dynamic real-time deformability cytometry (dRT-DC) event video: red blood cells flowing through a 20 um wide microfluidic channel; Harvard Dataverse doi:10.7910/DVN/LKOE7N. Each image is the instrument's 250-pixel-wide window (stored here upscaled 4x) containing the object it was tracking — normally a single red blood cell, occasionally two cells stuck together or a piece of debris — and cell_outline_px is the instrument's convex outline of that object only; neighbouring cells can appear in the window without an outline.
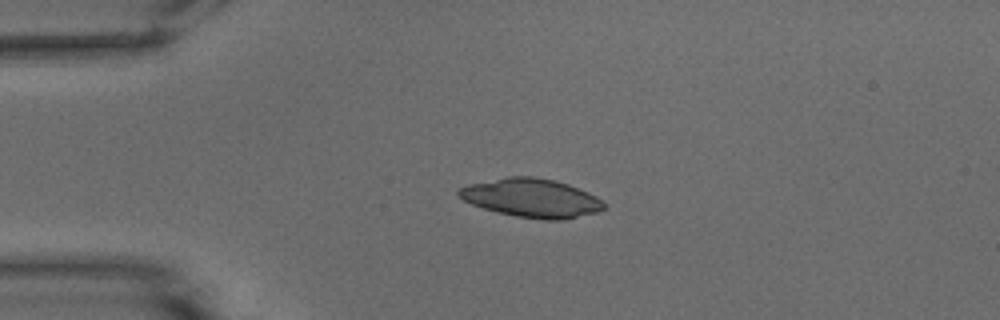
{"species": "common noctule bat (a hibernating species)", "species_latin": "Nyctalus noctula", "temperature_condition": "warm", "stored_images_in_passage": 41, "camera_frame_rate_fps": 3000, "um_per_image_px": 0.085, "animal": {"sex": "male", "body_mass_g": 15.6}, "frame": {"image": 1, "passage_image": 1, "time_ms": 0.0, "image_size_px": [1000, 320], "cell_outline_px": [[604, 208], [596, 212], [564, 220], [544, 220], [516, 216], [496, 212], [472, 204], [464, 200], [456, 192], [460, 188], [468, 184], [508, 176], [532, 176], [556, 180], [568, 184], [588, 192], [596, 196], [604, 204]], "centroid_in_image_um": [45.17, 16.82], "position_along_channel_um": 39.8, "area_um2": 32.6}}
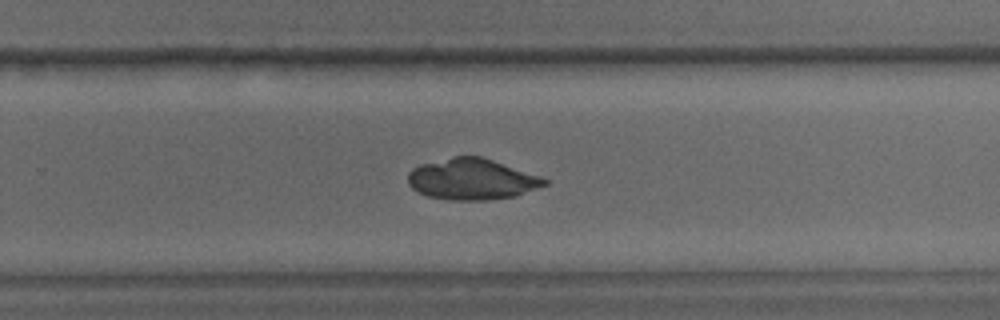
{"frame": {"image": 2, "passage_image": 23, "time_ms": 7.333, "image_size_px": [1000, 320], "cell_outline_px": [[548, 184], [516, 196], [484, 200], [448, 200], [428, 196], [412, 188], [408, 184], [408, 172], [412, 168], [420, 164], [452, 156], [480, 156], [540, 176], [548, 180]], "centroid_in_image_um": [40.09, 15.23], "position_along_channel_um": 289.7, "area_um2": 32.6}}
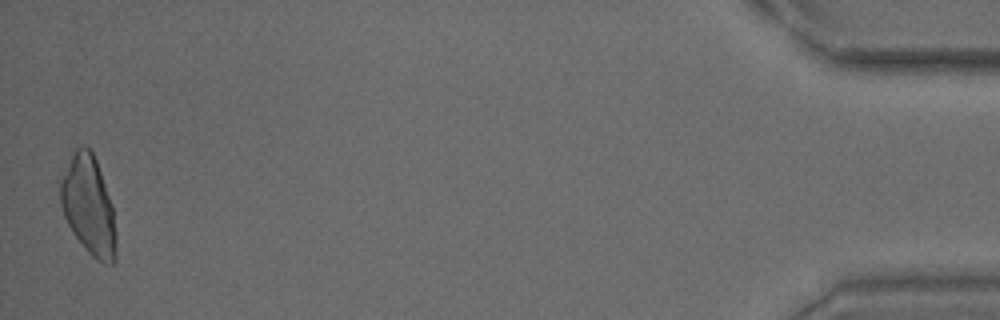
{"frame": {"image": 3, "passage_image": 41, "time_ms": 13.333, "image_size_px": [1000, 320], "cell_outline_px": [[116, 260], [112, 264], [104, 264], [96, 260], [84, 248], [72, 232], [64, 216], [60, 204], [56, 180], [76, 148], [84, 144], [92, 152], [96, 160], [112, 204], [116, 232]], "centroid_in_image_um": [7.48, 17.46], "position_along_channel_um": 427.7, "area_um2": 32.83}}